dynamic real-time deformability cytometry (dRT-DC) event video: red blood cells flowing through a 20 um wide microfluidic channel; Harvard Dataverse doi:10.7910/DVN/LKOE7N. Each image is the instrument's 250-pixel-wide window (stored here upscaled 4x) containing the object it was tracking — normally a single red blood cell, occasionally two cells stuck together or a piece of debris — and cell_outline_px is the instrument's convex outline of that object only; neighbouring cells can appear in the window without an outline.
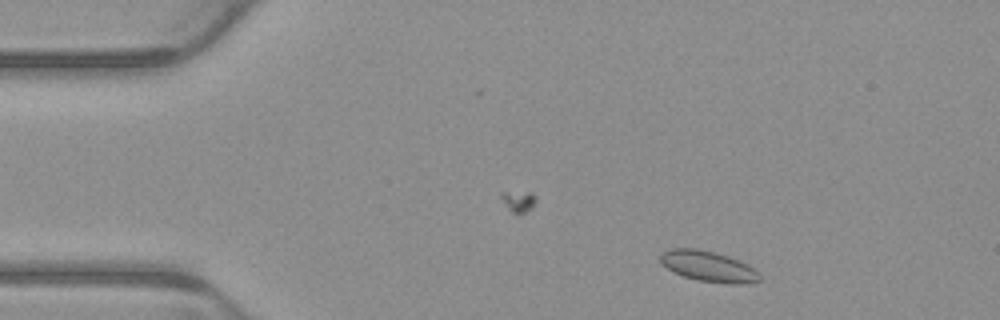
{"species": "common noctule bat (a hibernating species)", "species_latin": "Nyctalus noctula", "temperature_condition": "warm", "stored_images_in_passage": 4, "camera_frame_rate_fps": 3000, "um_per_image_px": 0.085, "animal": {"sex": "male", "body_mass_g": 23.1, "forearm_length_mm": 52.7}, "frame": {"image": 1, "passage_image": 2, "time_ms": 0.333, "image_size_px": [1000, 320], "cell_outline_px": [[764, 280], [752, 284], [728, 284], [700, 280], [684, 276], [672, 272], [660, 264], [660, 252], [672, 248], [696, 248], [728, 256], [740, 260], [748, 264]], "centroid_in_image_um": [60.21, 22.65], "position_along_channel_um": 24.8, "area_um2": 17.98}}